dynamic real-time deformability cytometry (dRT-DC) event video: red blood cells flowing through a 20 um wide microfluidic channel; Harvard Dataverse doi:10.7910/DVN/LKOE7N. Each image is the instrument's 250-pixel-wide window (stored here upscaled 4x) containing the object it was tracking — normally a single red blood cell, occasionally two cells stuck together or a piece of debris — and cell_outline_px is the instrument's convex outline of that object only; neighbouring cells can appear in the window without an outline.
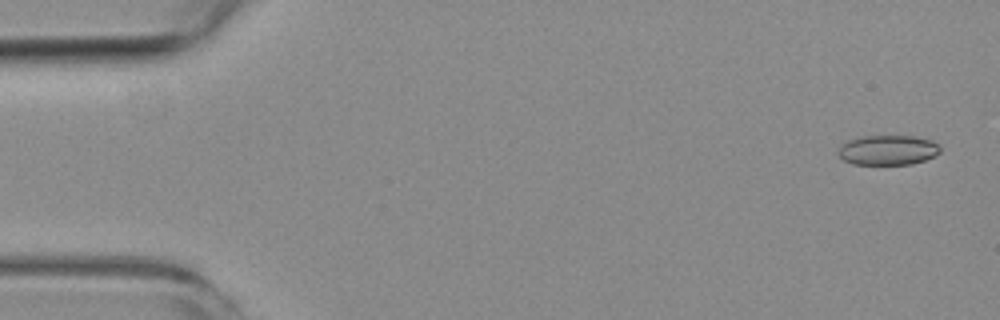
{"species": "common noctule bat (a hibernating species)", "species_latin": "Nyctalus noctula", "temperature_condition": "room temperature", "stored_images_in_passage": 4, "camera_frame_rate_fps": 3000, "um_per_image_px": 0.085, "animal": {"sex": "female", "body_mass_g": 19.3, "forearm_length_mm": 54.1}, "frame": {"image": 1, "passage_image": 1, "time_ms": 0.0, "image_size_px": [1000, 320], "cell_outline_px": [[940, 152], [924, 160], [912, 164], [852, 164], [844, 160], [836, 152], [840, 144], [844, 140], [864, 136], [916, 136], [932, 140], [940, 144]], "centroid_in_image_um": [75.43, 12.74], "position_along_channel_um": 9.6, "area_um2": 17.98}}
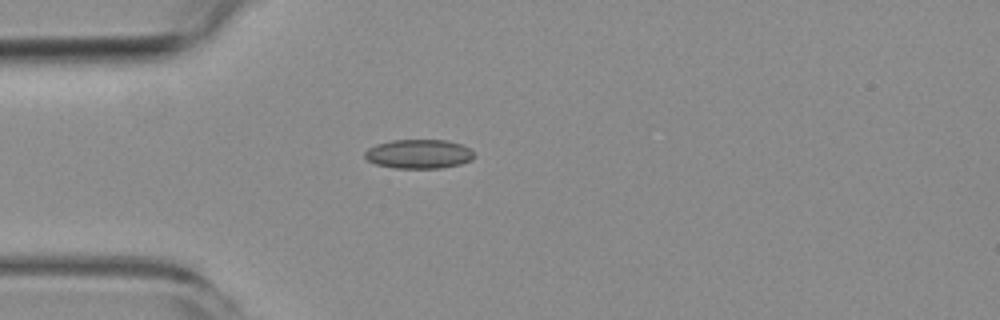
{"frame": {"image": 2, "passage_image": 4, "time_ms": 4.333, "image_size_px": [1000, 320], "cell_outline_px": [[472, 160], [460, 164], [440, 168], [396, 168], [376, 164], [368, 160], [364, 156], [364, 152], [368, 148], [376, 144], [392, 140], [448, 140], [460, 144], [468, 148], [472, 152]], "centroid_in_image_um": [35.57, 13.08], "position_along_channel_um": 49.4, "area_um2": 18.44}}